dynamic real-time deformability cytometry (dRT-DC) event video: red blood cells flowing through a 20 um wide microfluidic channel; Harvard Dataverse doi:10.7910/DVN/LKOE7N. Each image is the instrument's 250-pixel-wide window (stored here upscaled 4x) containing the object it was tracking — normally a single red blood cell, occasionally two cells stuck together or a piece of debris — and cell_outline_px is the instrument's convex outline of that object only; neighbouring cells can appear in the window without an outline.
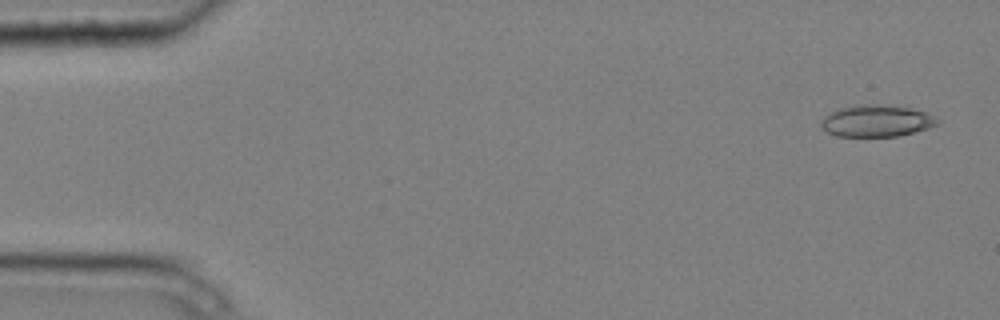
{"species": "common noctule bat (a hibernating species)", "species_latin": "Nyctalus noctula", "temperature_condition": "cold", "stored_images_in_passage": 5, "camera_frame_rate_fps": 3000, "um_per_image_px": 0.085, "animal": {"sex": "male", "body_mass_g": 20.4}, "frame": {"image": 1, "passage_image": 5, "time_ms": 1.333, "image_size_px": [1000, 320], "cell_outline_px": [[940, 124], [928, 128], [900, 136], [836, 136], [828, 132], [820, 124], [820, 120], [824, 116], [840, 108], [860, 104], [876, 104], [908, 108], [928, 112], [940, 120]], "centroid_in_image_um": [74.54, 10.28], "position_along_channel_um": 10.5, "area_um2": 21.5}}